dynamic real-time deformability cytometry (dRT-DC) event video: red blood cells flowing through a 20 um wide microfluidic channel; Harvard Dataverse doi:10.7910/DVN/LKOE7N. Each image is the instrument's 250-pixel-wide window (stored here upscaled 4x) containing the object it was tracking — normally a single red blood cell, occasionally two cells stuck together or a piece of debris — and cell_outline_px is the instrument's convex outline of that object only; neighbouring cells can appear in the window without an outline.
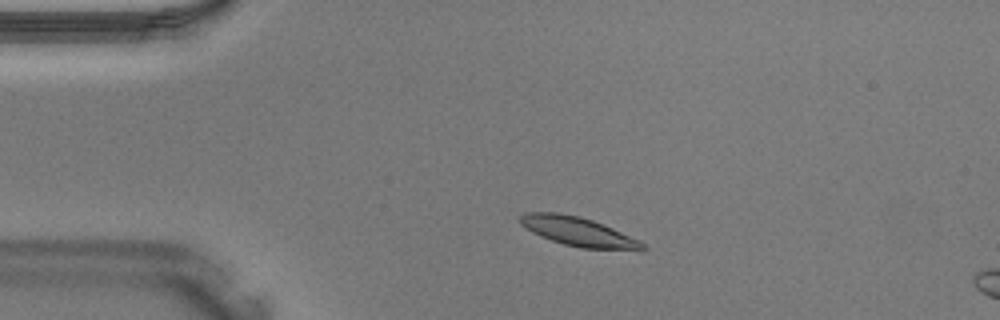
{"species": "Egyptian fruit bat (a non-hibernating species)", "species_latin": "Rousettus aegyptiacus", "temperature_condition": "warm", "stored_images_in_passage": 5, "camera_frame_rate_fps": 3000, "um_per_image_px": 0.085, "animal": {"sex": "male"}, "frame": {"image": 1, "passage_image": 1, "time_ms": 0.0, "image_size_px": [1000, 320], "cell_outline_px": [[648, 248], [580, 248], [564, 244], [540, 236], [532, 232], [520, 224], [520, 216], [524, 212], [560, 212], [580, 216], [592, 220], [612, 228], [640, 240]], "centroid_in_image_um": [49.05, 19.64], "position_along_channel_um": 36.0, "area_um2": 20.23}}